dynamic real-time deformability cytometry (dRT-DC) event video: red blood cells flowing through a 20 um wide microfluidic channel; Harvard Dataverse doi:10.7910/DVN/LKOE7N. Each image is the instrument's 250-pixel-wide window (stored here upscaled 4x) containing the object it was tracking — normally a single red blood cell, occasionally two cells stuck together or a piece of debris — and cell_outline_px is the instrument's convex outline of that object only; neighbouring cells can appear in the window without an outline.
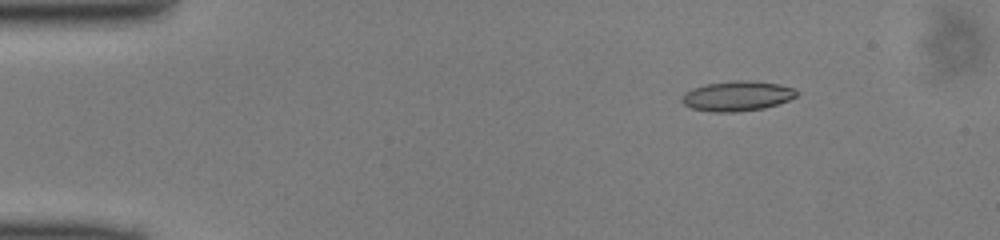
{"species": "common noctule bat (a hibernating species)", "species_latin": "Nyctalus noctula", "temperature_condition": "cold", "stored_images_in_passage": 43, "camera_frame_rate_fps": 3000, "um_per_image_px": 0.085, "animal": {"sex": "male", "body_mass_g": 13.0, "forearm_length_mm": 53.1}, "frame": {"image": 1, "passage_image": 1, "time_ms": 0.0, "image_size_px": [1000, 240], "cell_outline_px": [[796, 96], [788, 100], [764, 108], [736, 112], [708, 112], [692, 108], [684, 104], [680, 100], [684, 92], [692, 88], [708, 84], [736, 80], [748, 80], [780, 84], [796, 88]], "centroid_in_image_um": [62.64, 8.16], "position_along_channel_um": 22.4, "area_um2": 20.06}}
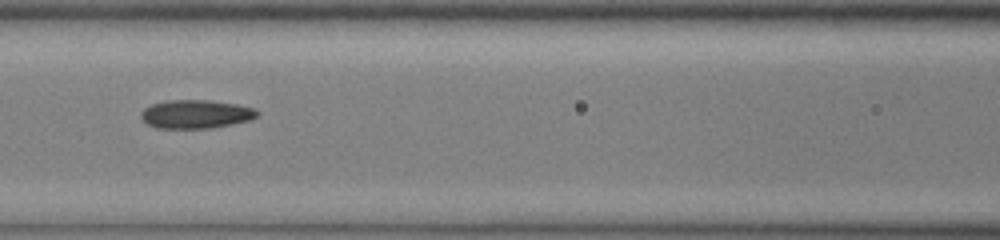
{"frame": {"image": 2, "passage_image": 16, "time_ms": 5.0, "image_size_px": [1000, 240], "cell_outline_px": [[260, 116], [248, 120], [232, 124], [212, 128], [156, 128], [148, 124], [140, 116], [140, 112], [144, 108], [152, 104], [168, 100], [208, 100], [236, 104], [252, 108], [260, 112]], "centroid_in_image_um": [16.65, 9.7], "position_along_channel_um": 150.0, "area_um2": 19.31}}
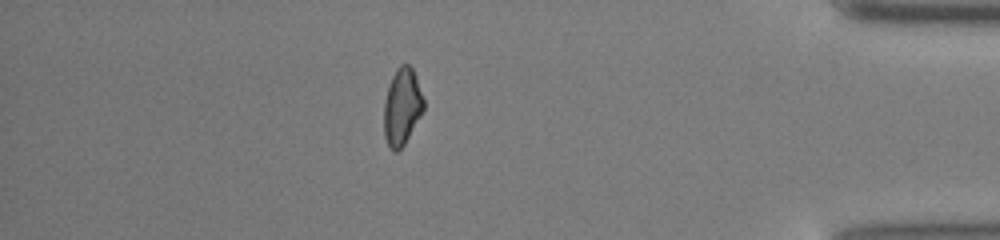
{"frame": {"image": 3, "passage_image": 37, "time_ms": 12.0, "image_size_px": [1000, 240], "cell_outline_px": [[424, 108], [420, 116], [404, 144], [396, 152], [392, 152], [384, 136], [384, 100], [388, 84], [396, 68], [400, 64], [408, 64], [412, 68], [416, 76], [424, 100]], "centroid_in_image_um": [34.15, 9.04], "position_along_channel_um": 401.0, "area_um2": 17.8}}